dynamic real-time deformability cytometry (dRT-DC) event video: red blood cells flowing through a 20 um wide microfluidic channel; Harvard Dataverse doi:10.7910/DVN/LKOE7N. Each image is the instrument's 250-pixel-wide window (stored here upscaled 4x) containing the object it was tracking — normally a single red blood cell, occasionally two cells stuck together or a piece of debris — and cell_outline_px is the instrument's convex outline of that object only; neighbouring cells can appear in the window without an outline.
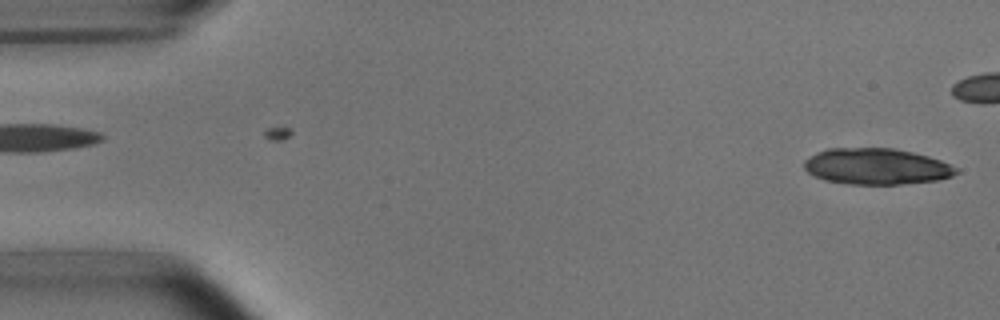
{"species": "common noctule bat (a hibernating species)", "species_latin": "Nyctalus noctula", "temperature_condition": "room temperature", "stored_images_in_passage": 5, "segment_of_instrument_passage": [2, 2], "camera_frame_rate_fps": 3000, "um_per_image_px": 0.085, "animal": {"sex": "male", "body_mass_g": 15.6}, "frame": {"image": 1, "passage_image": 5, "time_ms": 1.333, "image_size_px": [1000, 320], "cell_outline_px": [[960, 172], [952, 176], [940, 180], [900, 184], [848, 184], [824, 180], [808, 172], [804, 168], [804, 160], [816, 152], [828, 148], [892, 148], [912, 152], [928, 156], [940, 160], [956, 168]], "centroid_in_image_um": [74.49, 14.15], "position_along_channel_um": 10.5, "area_um2": 32.02}}